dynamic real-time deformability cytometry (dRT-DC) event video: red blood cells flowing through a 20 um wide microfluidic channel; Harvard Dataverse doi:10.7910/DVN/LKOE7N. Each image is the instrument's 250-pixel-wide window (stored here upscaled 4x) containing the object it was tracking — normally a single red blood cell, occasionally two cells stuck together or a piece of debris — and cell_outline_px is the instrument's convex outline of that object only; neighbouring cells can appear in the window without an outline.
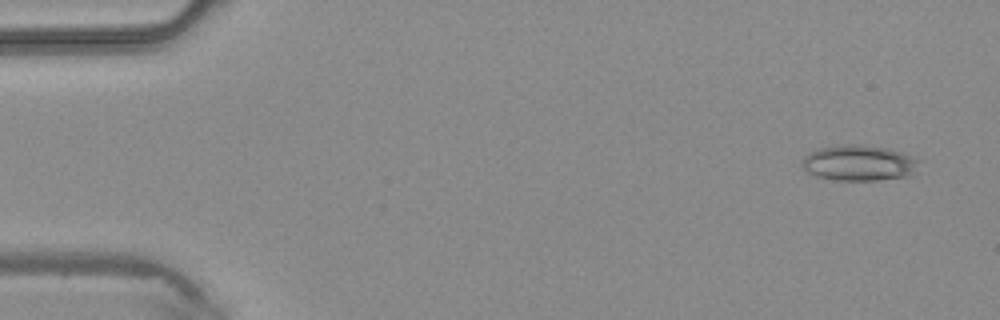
{"species": "common noctule bat (a hibernating species)", "species_latin": "Nyctalus noctula", "temperature_condition": "warm", "stored_images_in_passage": 42, "camera_frame_rate_fps": 3000, "um_per_image_px": 0.085, "animal": {"sex": "male", "body_mass_g": 20.4}, "frame": {"image": 1, "passage_image": 1, "time_ms": 0.0, "image_size_px": [1000, 320], "cell_outline_px": [[916, 160], [908, 176], [876, 180], [836, 180], [816, 176], [808, 172], [800, 164], [800, 160], [808, 152], [816, 148], [844, 144], [864, 144], [888, 148], [900, 152]], "centroid_in_image_um": [72.85, 13.83], "position_along_channel_um": 12.1, "area_um2": 23.99}}
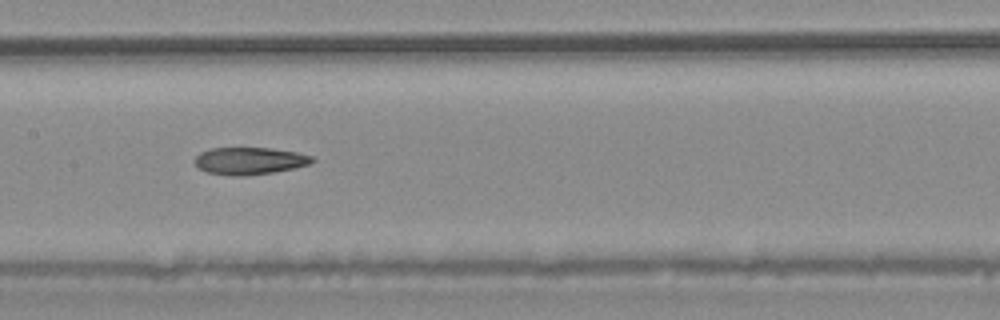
{"frame": {"image": 2, "passage_image": 20, "time_ms": 6.333, "image_size_px": [1000, 320], "cell_outline_px": [[316, 160], [308, 164], [292, 168], [272, 172], [244, 176], [232, 176], [208, 172], [200, 168], [192, 160], [200, 152], [212, 148], [272, 148], [296, 152], [312, 156]], "centroid_in_image_um": [21.19, 13.66], "position_along_channel_um": 186.2, "area_um2": 18.5}}
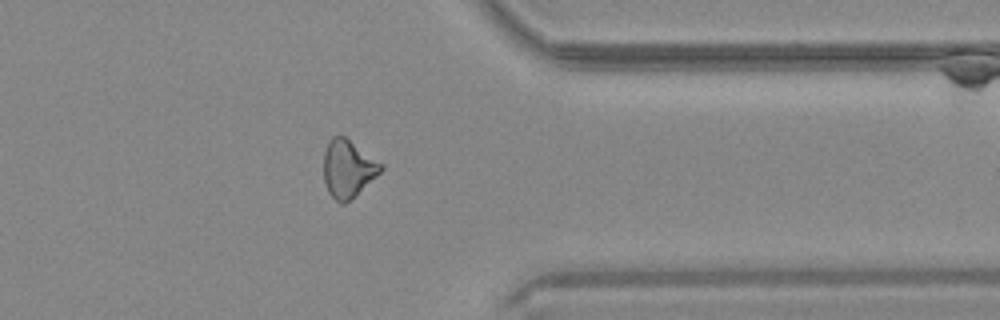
{"frame": {"image": 3, "passage_image": 33, "time_ms": 10.667, "image_size_px": [1000, 320], "cell_outline_px": [[384, 168], [376, 176], [344, 204], [340, 204], [328, 192], [324, 180], [324, 152], [328, 140], [332, 136], [344, 136], [384, 164]], "centroid_in_image_um": [29.57, 14.31], "position_along_channel_um": 381.8, "area_um2": 18.96}}